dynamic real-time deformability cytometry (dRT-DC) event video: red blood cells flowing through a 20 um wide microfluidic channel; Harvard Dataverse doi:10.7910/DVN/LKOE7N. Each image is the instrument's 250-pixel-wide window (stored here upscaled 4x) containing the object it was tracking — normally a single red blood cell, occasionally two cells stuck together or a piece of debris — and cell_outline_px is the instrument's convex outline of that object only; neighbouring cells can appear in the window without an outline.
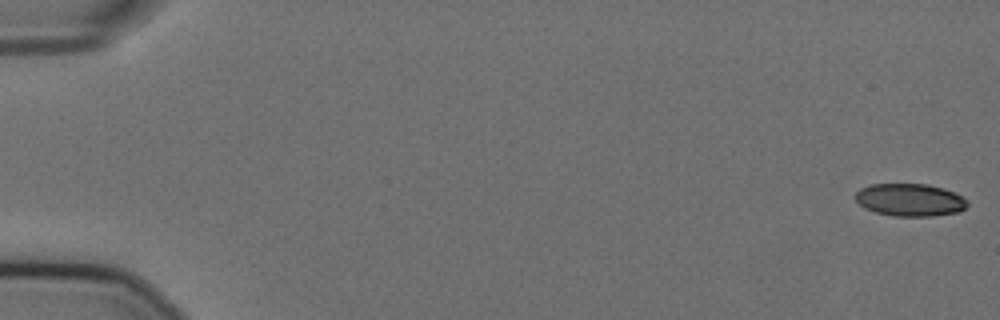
{"species": "Egyptian fruit bat (a non-hibernating species)", "species_latin": "Rousettus aegyptiacus", "temperature_condition": "cold", "stored_images_in_passage": 9, "camera_frame_rate_fps": 3000, "um_per_image_px": 0.085, "animal": {"sex": "female"}, "frame": {"image": 1, "passage_image": 1, "time_ms": 0.0, "image_size_px": [1000, 320], "cell_outline_px": [[968, 204], [960, 212], [932, 216], [892, 216], [876, 212], [864, 208], [856, 200], [856, 192], [860, 188], [872, 184], [928, 184], [944, 188], [968, 200]], "centroid_in_image_um": [77.35, 16.99], "position_along_channel_um": 7.7, "area_um2": 21.27}}